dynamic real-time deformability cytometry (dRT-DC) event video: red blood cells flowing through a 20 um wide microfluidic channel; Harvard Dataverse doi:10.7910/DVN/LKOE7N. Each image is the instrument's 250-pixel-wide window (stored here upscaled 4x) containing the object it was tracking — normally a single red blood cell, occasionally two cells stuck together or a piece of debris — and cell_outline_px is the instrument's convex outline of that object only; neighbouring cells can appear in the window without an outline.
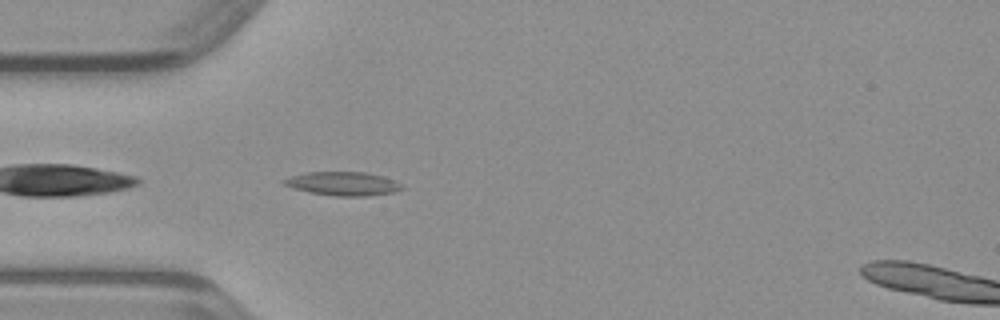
{"species": "common noctule bat (a hibernating species)", "species_latin": "Nyctalus noctula", "temperature_condition": "warm", "stored_images_in_passage": 37, "segment_of_instrument_passage": [1, 2], "camera_frame_rate_fps": 3000, "um_per_image_px": 0.085, "animal": {"sex": "male", "body_mass_g": 23.1, "forearm_length_mm": 52.7}, "frame": {"image": 1, "passage_image": 2, "time_ms": 0.333, "image_size_px": [1000, 320], "cell_outline_px": [[408, 188], [396, 192], [368, 196], [336, 196], [308, 192], [284, 184], [280, 180], [304, 172], [364, 172], [396, 180], [404, 184]], "centroid_in_image_um": [29.24, 15.62], "position_along_channel_um": 55.8, "area_um2": 16.47}}
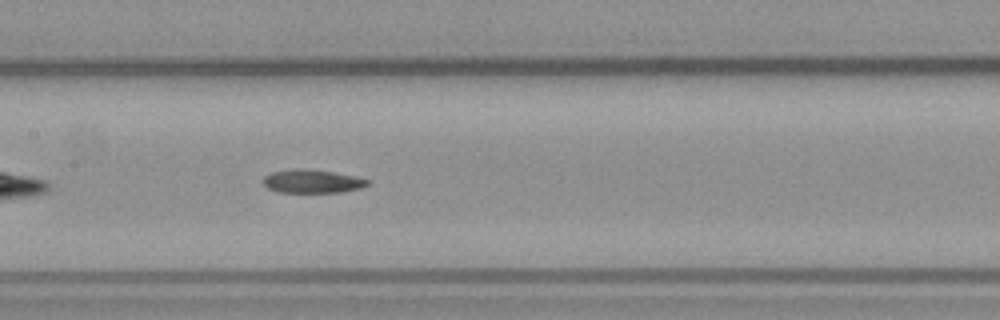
{"frame": {"image": 2, "passage_image": 11, "time_ms": 3.333, "image_size_px": [1000, 320], "cell_outline_px": [[368, 184], [360, 188], [344, 192], [280, 192], [268, 188], [264, 184], [264, 176], [272, 172], [304, 168], [332, 172], [356, 176], [368, 180]], "centroid_in_image_um": [26.55, 15.41], "position_along_channel_um": 180.8, "area_um2": 13.99}}
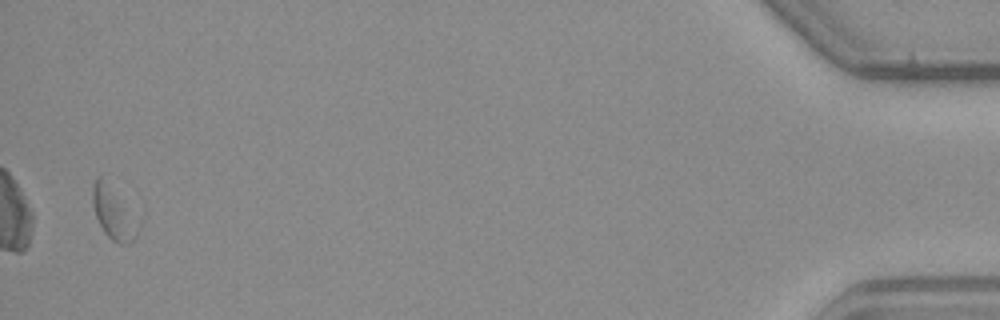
{"frame": {"image": 3, "passage_image": 35, "time_ms": 11.333, "image_size_px": [1000, 320], "cell_outline_px": [[144, 220], [136, 236], [128, 244], [120, 244], [112, 240], [104, 232], [96, 216], [92, 204], [92, 184], [96, 176], [100, 176], [144, 204]], "centroid_in_image_um": [9.92, 17.96], "position_along_channel_um": 425.3, "area_um2": 17.11}}